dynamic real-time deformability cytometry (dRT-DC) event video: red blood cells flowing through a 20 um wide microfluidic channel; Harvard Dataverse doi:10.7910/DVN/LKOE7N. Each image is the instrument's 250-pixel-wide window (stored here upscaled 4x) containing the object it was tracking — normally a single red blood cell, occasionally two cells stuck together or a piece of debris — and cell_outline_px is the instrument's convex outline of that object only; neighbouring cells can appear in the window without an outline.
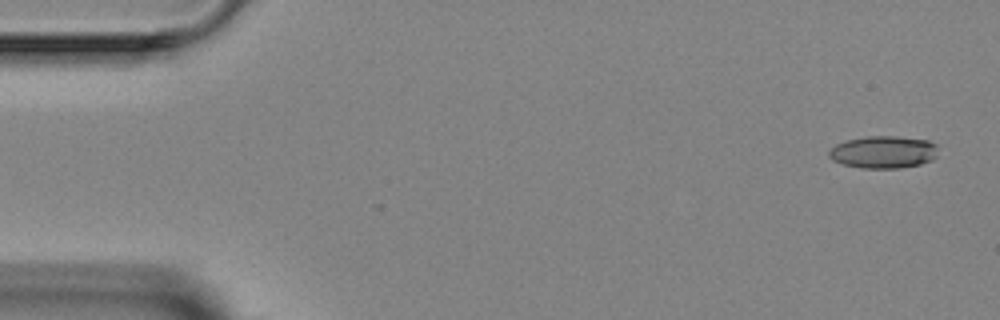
{"species": "Egyptian fruit bat (a non-hibernating species)", "species_latin": "Rousettus aegyptiacus", "temperature_condition": "room temperature", "stored_images_in_passage": 3, "camera_frame_rate_fps": 3000, "um_per_image_px": 0.085, "animal": {"sex": "female"}, "frame": {"image": 1, "passage_image": 1, "time_ms": 0.0, "image_size_px": [1000, 320], "cell_outline_px": [[936, 156], [932, 160], [920, 164], [900, 168], [864, 168], [844, 164], [832, 160], [828, 156], [828, 152], [836, 144], [848, 140], [868, 136], [896, 136], [928, 140], [936, 144]], "centroid_in_image_um": [75.1, 12.92], "position_along_channel_um": 9.9, "area_um2": 20.46}}